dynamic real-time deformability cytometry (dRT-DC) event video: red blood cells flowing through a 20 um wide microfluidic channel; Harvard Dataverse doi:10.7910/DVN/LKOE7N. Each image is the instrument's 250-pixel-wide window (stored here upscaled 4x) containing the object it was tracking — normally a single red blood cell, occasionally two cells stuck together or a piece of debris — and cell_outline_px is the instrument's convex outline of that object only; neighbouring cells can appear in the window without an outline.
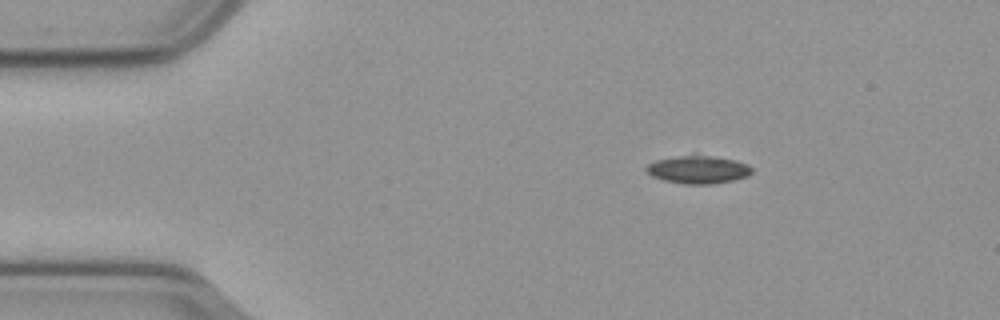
{"species": "common noctule bat (a hibernating species)", "species_latin": "Nyctalus noctula", "temperature_condition": "cold", "stored_images_in_passage": 9, "camera_frame_rate_fps": 3000, "um_per_image_px": 0.085, "animal": {"sex": "male", "body_mass_g": 23.1, "forearm_length_mm": 52.7}, "frame": {"image": 1, "passage_image": 1, "time_ms": 0.0, "image_size_px": [1000, 320], "cell_outline_px": [[752, 172], [748, 176], [732, 180], [712, 184], [684, 184], [664, 180], [652, 176], [644, 168], [648, 164], [656, 160], [680, 156], [712, 156], [736, 160], [748, 164], [752, 168]], "centroid_in_image_um": [59.36, 14.42], "position_along_channel_um": 25.6, "area_um2": 16.94}}